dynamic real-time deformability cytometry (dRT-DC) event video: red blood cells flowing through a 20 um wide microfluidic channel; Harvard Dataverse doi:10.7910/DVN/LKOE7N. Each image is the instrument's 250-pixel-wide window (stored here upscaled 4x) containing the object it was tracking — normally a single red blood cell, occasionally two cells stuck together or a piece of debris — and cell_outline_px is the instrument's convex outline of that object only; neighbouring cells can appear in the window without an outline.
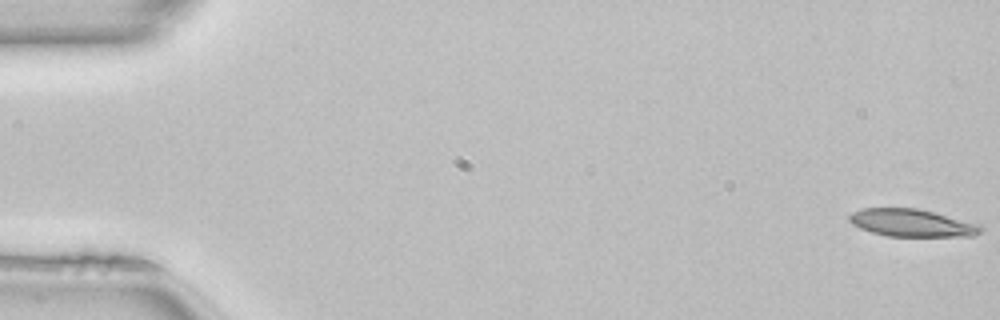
{"species": "common noctule bat (a hibernating species)", "species_latin": "Nyctalus noctula", "temperature_condition": "room temperature", "stored_images_in_passage": 50, "camera_frame_rate_fps": 3000, "um_per_image_px": 0.085, "animal": {"sex": "female", "body_mass_g": 22.7, "forearm_length_mm": 54.2}, "frame": {"image": 1, "passage_image": 1, "time_ms": 0.0, "image_size_px": [1000, 320], "cell_outline_px": [[984, 232], [972, 236], [888, 236], [872, 232], [860, 228], [852, 224], [848, 220], [848, 216], [852, 212], [864, 208], [916, 208], [936, 212], [980, 224], [984, 228]], "centroid_in_image_um": [77.55, 18.94], "position_along_channel_um": 7.5, "area_um2": 21.27}}
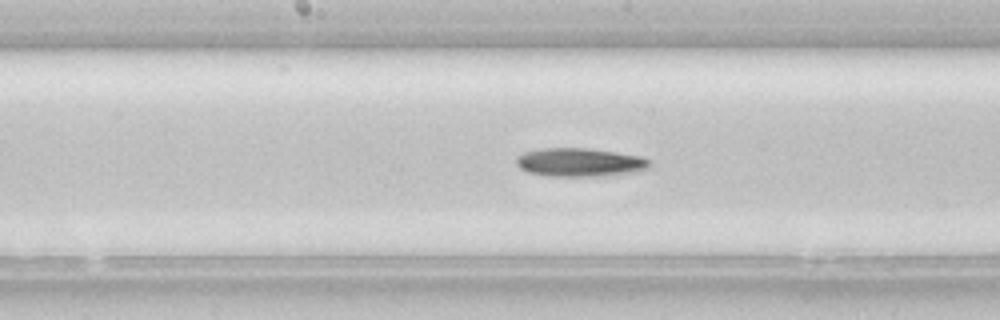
{"frame": {"image": 2, "passage_image": 26, "time_ms": 8.333, "image_size_px": [1000, 320], "cell_outline_px": [[652, 164], [648, 168], [640, 172], [604, 176], [548, 176], [528, 172], [520, 168], [516, 164], [516, 156], [524, 152], [540, 148], [588, 148], [616, 152], [640, 156], [652, 160]], "centroid_in_image_um": [49.32, 13.8], "position_along_channel_um": 198.9, "area_um2": 22.54}}
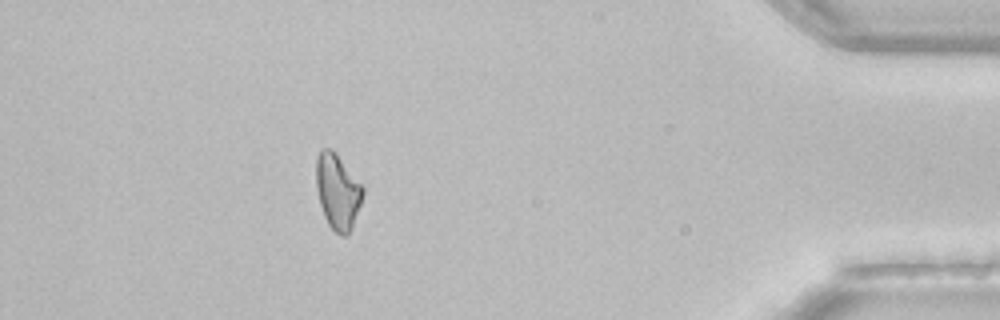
{"frame": {"image": 3, "passage_image": 45, "time_ms": 14.667, "image_size_px": [1000, 320], "cell_outline_px": [[364, 192], [360, 204], [348, 236], [340, 236], [328, 224], [324, 216], [320, 204], [316, 188], [316, 156], [320, 148], [332, 148], [336, 152], [364, 184]], "centroid_in_image_um": [28.7, 16.22], "position_along_channel_um": 406.5, "area_um2": 20.92}}